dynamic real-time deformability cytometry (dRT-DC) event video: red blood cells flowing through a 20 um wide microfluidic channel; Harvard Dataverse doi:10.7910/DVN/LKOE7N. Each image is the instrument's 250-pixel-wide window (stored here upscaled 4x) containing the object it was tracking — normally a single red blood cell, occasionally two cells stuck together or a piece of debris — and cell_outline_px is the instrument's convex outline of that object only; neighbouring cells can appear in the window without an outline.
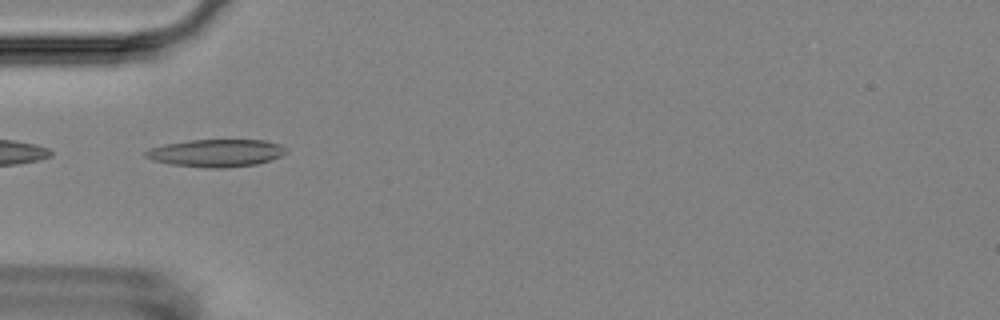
{"species": "Egyptian fruit bat (a non-hibernating species)", "species_latin": "Rousettus aegyptiacus", "temperature_condition": "room temperature", "stored_images_in_passage": 4, "camera_frame_rate_fps": 3000, "um_per_image_px": 0.085, "animal": {"sex": "female"}, "frame": {"image": 1, "passage_image": 3, "time_ms": 2.667, "image_size_px": [1000, 320], "cell_outline_px": [[288, 152], [280, 156], [256, 164], [220, 168], [204, 168], [172, 164], [152, 160], [144, 156], [144, 152], [152, 148], [164, 144], [188, 140], [264, 140], [280, 144], [288, 148]], "centroid_in_image_um": [18.38, 13.0], "position_along_channel_um": 66.6, "area_um2": 22.48}}
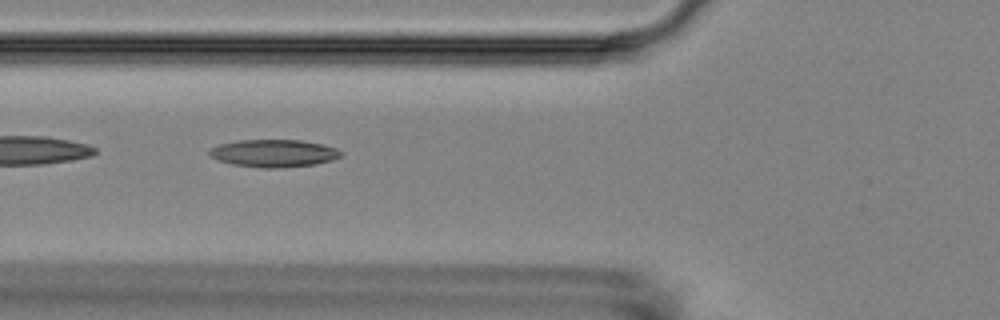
{"frame": {"image": 2, "passage_image": 4, "time_ms": 3.667, "image_size_px": [1000, 320], "cell_outline_px": [[344, 156], [332, 160], [316, 164], [280, 168], [264, 168], [232, 164], [216, 160], [208, 156], [208, 152], [212, 148], [220, 144], [236, 140], [300, 140], [320, 144], [336, 148], [344, 152]], "centroid_in_image_um": [23.28, 13.03], "position_along_channel_um": 102.5, "area_um2": 21.27}}